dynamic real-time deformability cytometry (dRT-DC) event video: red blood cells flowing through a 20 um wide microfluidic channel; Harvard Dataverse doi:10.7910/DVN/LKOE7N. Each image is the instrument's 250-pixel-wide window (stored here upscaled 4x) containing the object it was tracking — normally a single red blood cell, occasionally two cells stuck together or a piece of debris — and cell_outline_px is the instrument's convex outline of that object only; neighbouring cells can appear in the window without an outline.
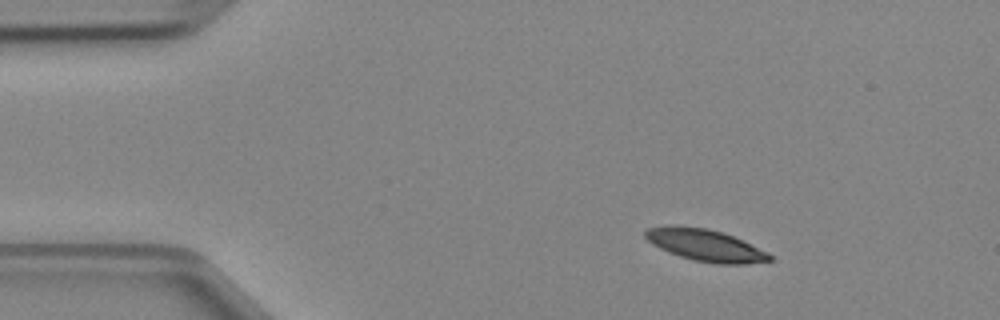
{"species": "Egyptian fruit bat (a non-hibernating species)", "species_latin": "Rousettus aegyptiacus", "temperature_condition": "cold", "stored_images_in_passage": 3, "camera_frame_rate_fps": 3000, "um_per_image_px": 0.085, "animal": {"sex": "female"}, "frame": {"image": 1, "passage_image": 1, "time_ms": 0.0, "image_size_px": [1000, 320], "cell_outline_px": [[772, 260], [744, 264], [716, 264], [692, 260], [668, 252], [652, 244], [644, 236], [644, 232], [648, 228], [668, 224], [672, 224], [708, 228], [732, 236], [768, 252], [772, 256]], "centroid_in_image_um": [59.9, 20.83], "position_along_channel_um": 25.1, "area_um2": 23.18}}
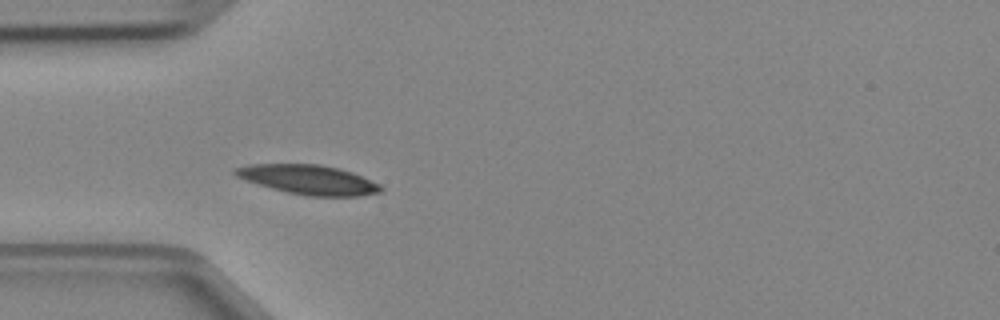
{"frame": {"image": 2, "passage_image": 3, "time_ms": 0.667, "image_size_px": [1000, 320], "cell_outline_px": [[384, 188], [380, 192], [360, 196], [308, 196], [288, 192], [272, 188], [236, 176], [232, 172], [232, 168], [248, 164], [320, 164], [340, 168], [352, 172], [380, 184]], "centroid_in_image_um": [26.24, 15.26], "position_along_channel_um": 58.8, "area_um2": 24.91}}